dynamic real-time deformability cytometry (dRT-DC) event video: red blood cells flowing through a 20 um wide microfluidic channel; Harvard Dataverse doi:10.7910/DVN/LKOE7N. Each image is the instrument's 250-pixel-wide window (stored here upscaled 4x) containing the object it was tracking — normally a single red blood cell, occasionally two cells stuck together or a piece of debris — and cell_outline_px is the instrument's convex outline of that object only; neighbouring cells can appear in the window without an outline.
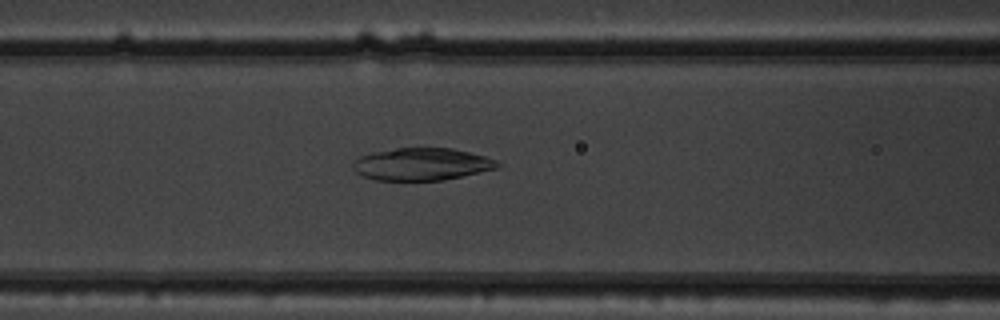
{"species": "common noctule bat (a hibernating species)", "species_latin": "Nyctalus noctula", "temperature_condition": "warm", "stored_images_in_passage": 42, "camera_frame_rate_fps": 3000, "um_per_image_px": 0.085, "animal": {"sex": "male", "body_mass_g": 19.5, "forearm_length_mm": 54.6}, "frame": {"image": 1, "passage_image": 12, "time_ms": 3.667, "image_size_px": [1000, 320], "cell_outline_px": [[500, 168], [444, 180], [376, 180], [360, 176], [352, 168], [352, 160], [360, 156], [372, 152], [396, 148], [452, 148], [484, 156], [496, 160], [500, 164]], "centroid_in_image_um": [35.81, 13.96], "position_along_channel_um": 130.8, "area_um2": 27.46}}
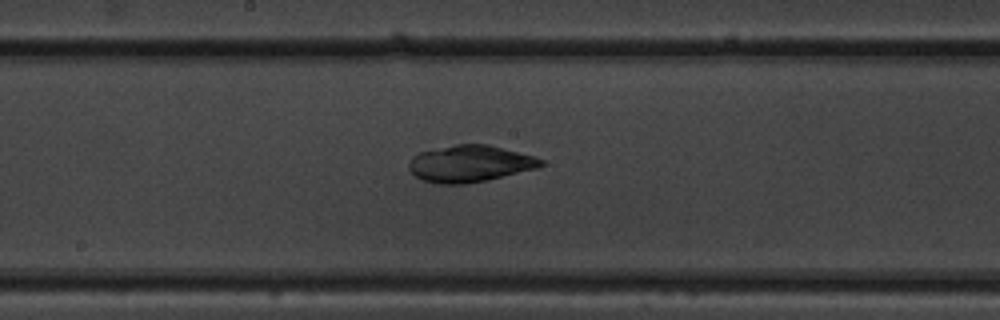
{"frame": {"image": 2, "passage_image": 18, "time_ms": 5.667, "image_size_px": [1000, 320], "cell_outline_px": [[544, 164], [536, 168], [488, 180], [464, 184], [440, 184], [424, 180], [416, 176], [408, 168], [408, 164], [412, 156], [420, 152], [456, 144], [488, 144], [536, 156], [544, 160]], "centroid_in_image_um": [39.96, 13.9], "position_along_channel_um": 208.2, "area_um2": 28.21}}
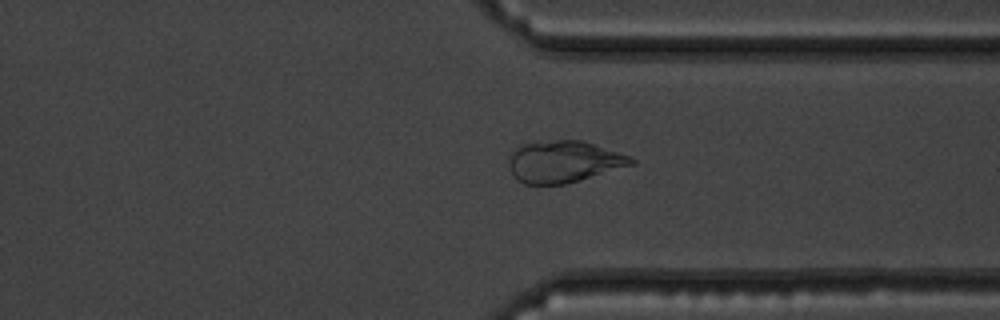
{"frame": {"image": 3, "passage_image": 30, "time_ms": 9.667, "image_size_px": [1000, 320], "cell_outline_px": [[636, 164], [580, 180], [564, 184], [524, 184], [516, 180], [508, 164], [508, 156], [520, 144], [556, 140], [580, 140], [632, 156], [636, 160]], "centroid_in_image_um": [47.92, 13.74], "position_along_channel_um": 363.5, "area_um2": 29.88}}